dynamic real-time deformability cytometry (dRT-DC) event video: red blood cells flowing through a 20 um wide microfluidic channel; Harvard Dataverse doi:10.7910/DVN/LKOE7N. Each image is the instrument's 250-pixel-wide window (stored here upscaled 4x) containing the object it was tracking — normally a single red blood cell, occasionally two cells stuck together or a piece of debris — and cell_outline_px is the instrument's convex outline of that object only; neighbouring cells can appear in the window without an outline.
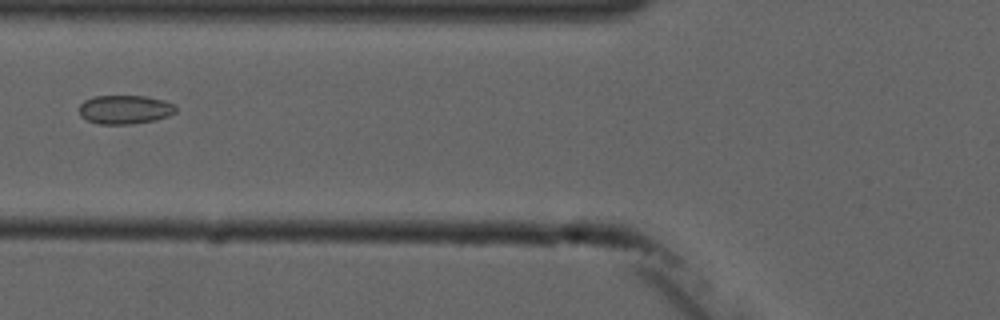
{"species": "common noctule bat (a hibernating species)", "species_latin": "Nyctalus noctula", "temperature_condition": "cold", "stored_images_in_passage": 6, "camera_frame_rate_fps": 3000, "um_per_image_px": 0.085, "animal": {"sex": "male", "forearm_length_mm": 52.5}, "frame": {"image": 1, "passage_image": 3, "time_ms": 2.333, "image_size_px": [1000, 320], "cell_outline_px": [[176, 112], [168, 116], [156, 120], [132, 124], [100, 124], [88, 120], [80, 116], [80, 104], [84, 100], [96, 96], [144, 96], [164, 100], [176, 104]], "centroid_in_image_um": [10.65, 9.31], "position_along_channel_um": 115.2, "area_um2": 16.3}}
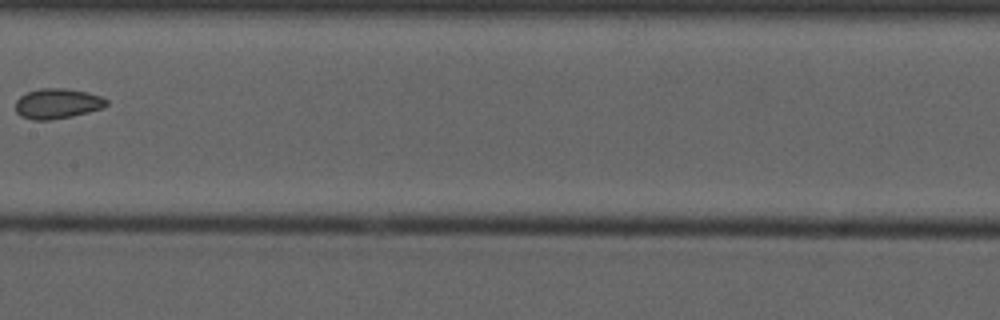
{"frame": {"image": 2, "passage_image": 5, "time_ms": 4.667, "image_size_px": [1000, 320], "cell_outline_px": [[108, 104], [104, 108], [72, 116], [52, 120], [32, 120], [20, 116], [16, 112], [16, 100], [20, 96], [28, 92], [40, 88], [64, 88], [88, 92], [100, 96], [108, 100]], "centroid_in_image_um": [4.88, 8.81], "position_along_channel_um": 202.5, "area_um2": 16.13}}
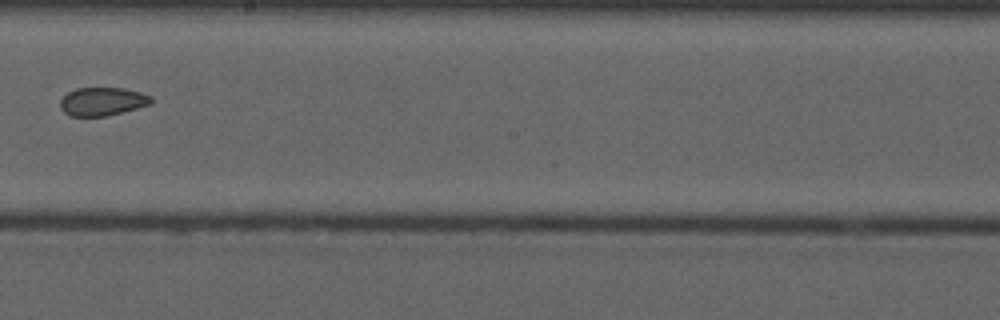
{"frame": {"image": 3, "passage_image": 6, "time_ms": 5.667, "image_size_px": [1000, 320], "cell_outline_px": [[152, 100], [148, 104], [136, 108], [108, 116], [68, 116], [60, 108], [60, 100], [68, 92], [76, 88], [124, 88], [140, 92], [152, 96]], "centroid_in_image_um": [8.67, 8.63], "position_along_channel_um": 239.5, "area_um2": 14.97}}